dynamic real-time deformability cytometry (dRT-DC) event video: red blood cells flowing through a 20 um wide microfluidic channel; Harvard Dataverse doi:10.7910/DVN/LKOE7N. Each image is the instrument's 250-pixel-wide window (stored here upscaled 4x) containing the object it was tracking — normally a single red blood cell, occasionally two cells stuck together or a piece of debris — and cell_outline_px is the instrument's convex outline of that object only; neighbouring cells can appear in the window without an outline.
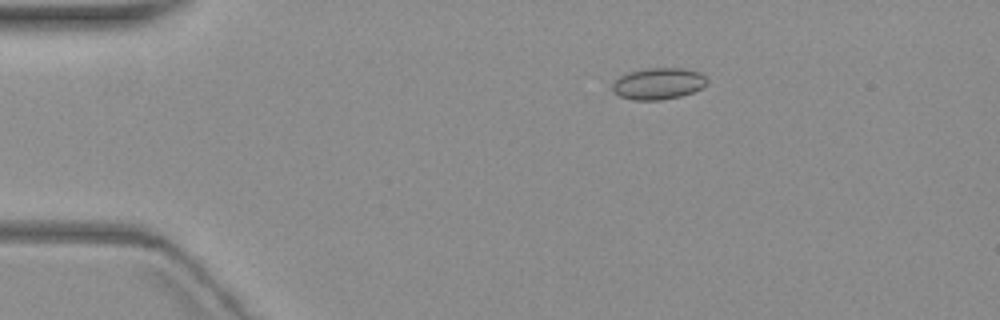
{"species": "common noctule bat (a hibernating species)", "species_latin": "Nyctalus noctula", "temperature_condition": "warm", "stored_images_in_passage": 5, "camera_frame_rate_fps": 3000, "um_per_image_px": 0.085, "animal": {"sex": "female", "body_mass_g": 19.3, "forearm_length_mm": 54.1}, "frame": {"image": 1, "passage_image": 3, "time_ms": 3.333, "image_size_px": [1000, 320], "cell_outline_px": [[708, 80], [700, 88], [692, 92], [680, 96], [660, 100], [632, 100], [620, 96], [612, 92], [612, 84], [620, 76], [628, 72], [648, 68], [684, 68], [700, 72]], "centroid_in_image_um": [55.92, 7.1], "position_along_channel_um": 29.1, "area_um2": 17.34}}